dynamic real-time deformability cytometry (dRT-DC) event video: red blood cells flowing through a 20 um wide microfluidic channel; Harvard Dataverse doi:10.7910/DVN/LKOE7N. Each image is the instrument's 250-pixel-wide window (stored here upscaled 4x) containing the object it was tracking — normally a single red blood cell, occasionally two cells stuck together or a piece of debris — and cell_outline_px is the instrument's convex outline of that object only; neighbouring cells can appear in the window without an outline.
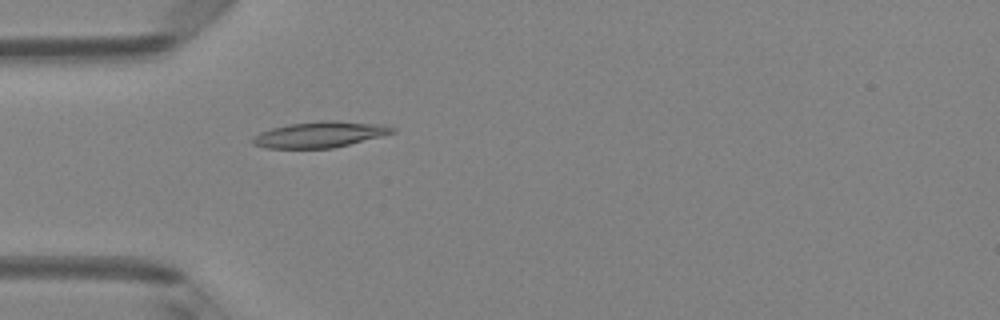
{"species": "Egyptian fruit bat (a non-hibernating species)", "species_latin": "Rousettus aegyptiacus", "temperature_condition": "room temperature", "stored_images_in_passage": 2, "camera_frame_rate_fps": 3000, "um_per_image_px": 0.085, "animal": {"sex": "female"}, "frame": {"image": 1, "passage_image": 2, "time_ms": 0.333, "image_size_px": [1000, 320], "cell_outline_px": [[396, 132], [332, 148], [264, 148], [252, 144], [252, 136], [260, 132], [272, 128], [288, 124], [324, 120], [332, 120], [380, 124], [396, 128]], "centroid_in_image_um": [27.14, 11.43], "position_along_channel_um": 57.9, "area_um2": 20.98}}